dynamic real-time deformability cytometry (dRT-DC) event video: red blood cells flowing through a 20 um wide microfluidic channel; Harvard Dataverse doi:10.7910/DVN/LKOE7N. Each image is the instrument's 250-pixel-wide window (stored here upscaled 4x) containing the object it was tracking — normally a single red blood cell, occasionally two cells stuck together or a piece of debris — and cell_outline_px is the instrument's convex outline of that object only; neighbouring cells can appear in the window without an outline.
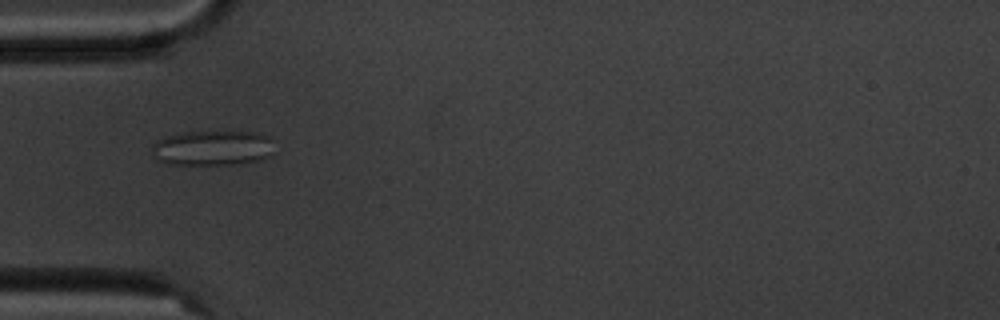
{"species": "common noctule bat (a hibernating species)", "species_latin": "Nyctalus noctula", "temperature_condition": "cold", "stored_images_in_passage": 9, "camera_frame_rate_fps": 3000, "um_per_image_px": 0.085, "animal": {"sex": "male", "body_mass_g": 20.1, "forearm_length_mm": 53.5}, "frame": {"image": 1, "passage_image": 3, "time_ms": 2.333, "image_size_px": [1000, 320], "cell_outline_px": [[272, 152], [256, 160], [228, 164], [168, 164], [156, 160], [152, 156], [152, 144], [156, 140], [164, 136], [184, 132], [252, 132], [268, 136], [272, 140]], "centroid_in_image_um": [17.95, 12.57], "position_along_channel_um": 67.0, "area_um2": 24.74}}
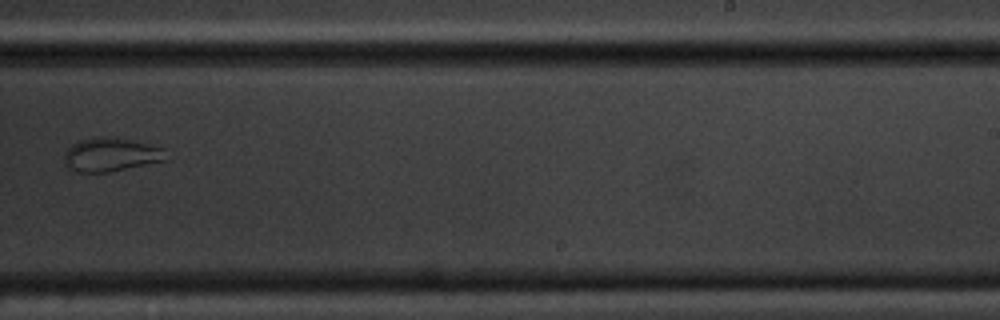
{"frame": {"image": 2, "passage_image": 8, "time_ms": 8.333, "image_size_px": [1000, 320], "cell_outline_px": [[164, 160], [108, 172], [76, 172], [64, 164], [64, 152], [72, 144], [80, 140], [100, 136], [112, 136], [136, 140], [164, 148]], "centroid_in_image_um": [9.38, 13.12], "position_along_channel_um": 279.6, "area_um2": 19.94}}
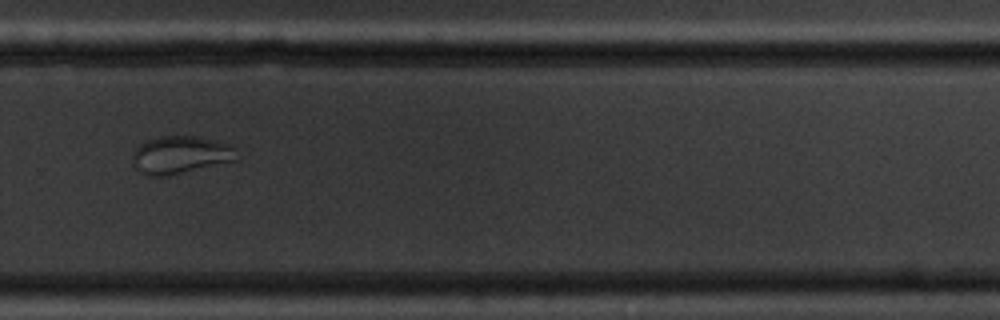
{"frame": {"image": 3, "passage_image": 9, "time_ms": 9.333, "image_size_px": [1000, 320], "cell_outline_px": [[236, 160], [168, 176], [144, 176], [132, 164], [132, 152], [140, 144], [148, 140], [160, 136], [192, 136], [216, 140], [232, 148]], "centroid_in_image_um": [15.23, 13.18], "position_along_channel_um": 314.6, "area_um2": 22.6}}